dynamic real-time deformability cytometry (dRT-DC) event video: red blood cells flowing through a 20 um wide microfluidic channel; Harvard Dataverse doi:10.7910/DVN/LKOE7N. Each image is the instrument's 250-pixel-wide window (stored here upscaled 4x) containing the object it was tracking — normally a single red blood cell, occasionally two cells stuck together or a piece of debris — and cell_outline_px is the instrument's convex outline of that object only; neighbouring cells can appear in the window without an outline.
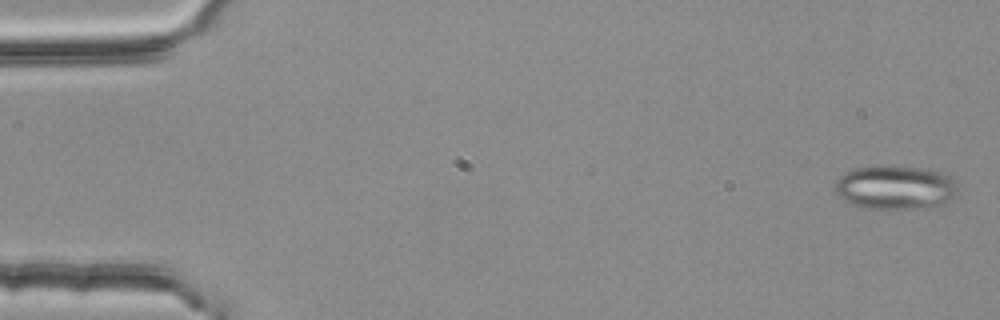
{"species": "common noctule bat (a hibernating species)", "species_latin": "Nyctalus noctula", "temperature_condition": "room temperature", "stored_images_in_passage": 5, "camera_frame_rate_fps": 3000, "um_per_image_px": 0.085, "animal": {"sex": "female", "body_mass_g": 25.1}, "frame": {"image": 1, "passage_image": 1, "time_ms": 0.0, "image_size_px": [1000, 320], "cell_outline_px": [[956, 196], [944, 204], [904, 208], [864, 208], [852, 204], [844, 200], [836, 192], [836, 180], [844, 172], [852, 168], [880, 164], [888, 164], [924, 168], [944, 172], [956, 180]], "centroid_in_image_um": [76.09, 15.87], "position_along_channel_um": 8.9, "area_um2": 31.79}}